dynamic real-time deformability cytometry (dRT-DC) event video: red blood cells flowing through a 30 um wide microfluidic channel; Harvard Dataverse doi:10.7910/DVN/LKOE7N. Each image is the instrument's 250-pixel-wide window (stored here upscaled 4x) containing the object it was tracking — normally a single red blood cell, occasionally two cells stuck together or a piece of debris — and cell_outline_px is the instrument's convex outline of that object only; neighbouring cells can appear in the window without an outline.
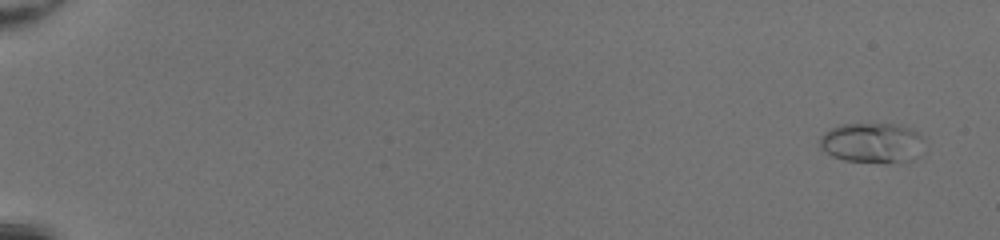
{"species": "common noctule bat (a hibernating species)", "species_latin": "Nyctalus noctula", "temperature_condition": "room temperature", "stored_images_in_passage": 51, "camera_frame_rate_fps": 3000, "um_per_image_px": 0.085, "animal": {"sex": "female", "body_mass_g": 20.0, "forearm_length_mm": 54.0}, "frame": {"image": 1, "passage_image": 3, "time_ms": 0.667, "image_size_px": [1000, 240], "cell_outline_px": [[924, 140], [908, 160], [884, 164], [844, 160], [832, 156], [820, 148], [820, 136], [824, 132], [840, 124], [892, 124], [912, 128], [924, 136]], "centroid_in_image_um": [74.06, 12.13], "position_along_channel_um": 10.9, "area_um2": 24.22}}
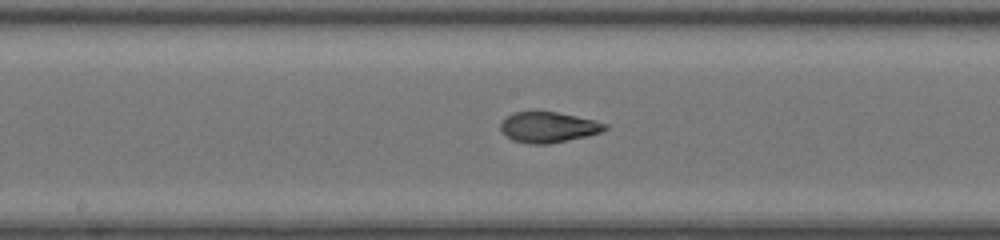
{"frame": {"image": 2, "passage_image": 30, "time_ms": 9.667, "image_size_px": [1000, 240], "cell_outline_px": [[608, 128], [600, 132], [588, 136], [548, 144], [528, 144], [512, 140], [504, 136], [500, 128], [500, 124], [512, 112], [556, 112], [576, 116], [608, 124]], "centroid_in_image_um": [46.58, 10.83], "position_along_channel_um": 201.6, "area_um2": 18.55}}
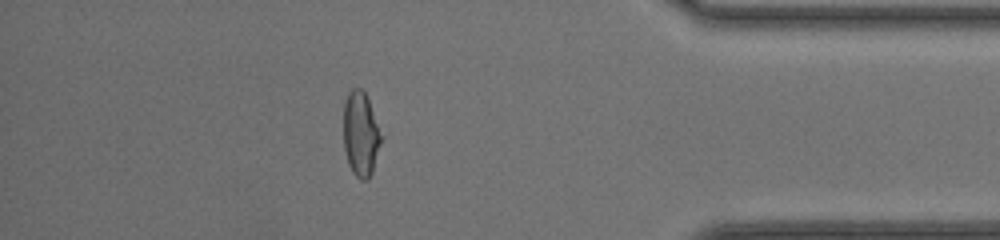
{"frame": {"image": 3, "passage_image": 46, "time_ms": 15.0, "image_size_px": [1000, 240], "cell_outline_px": [[384, 136], [372, 172], [368, 180], [360, 180], [352, 172], [348, 164], [344, 148], [344, 100], [348, 92], [352, 88], [360, 88], [364, 92], [368, 100]], "centroid_in_image_um": [30.68, 11.41], "position_along_channel_um": 404.5, "area_um2": 18.9}, "authors_computed_cell_mechanics": {"area_um2": 19.1318, "velocity_mm_per_s": 4.2993, "shape_relaxation_time_tau1_ms": 5.1239, "shape_relaxation_time_tau2_ms": 1.1527, "deformation_change_tau1": 0.2429, "deformation_change_tau2": 0.0736}}